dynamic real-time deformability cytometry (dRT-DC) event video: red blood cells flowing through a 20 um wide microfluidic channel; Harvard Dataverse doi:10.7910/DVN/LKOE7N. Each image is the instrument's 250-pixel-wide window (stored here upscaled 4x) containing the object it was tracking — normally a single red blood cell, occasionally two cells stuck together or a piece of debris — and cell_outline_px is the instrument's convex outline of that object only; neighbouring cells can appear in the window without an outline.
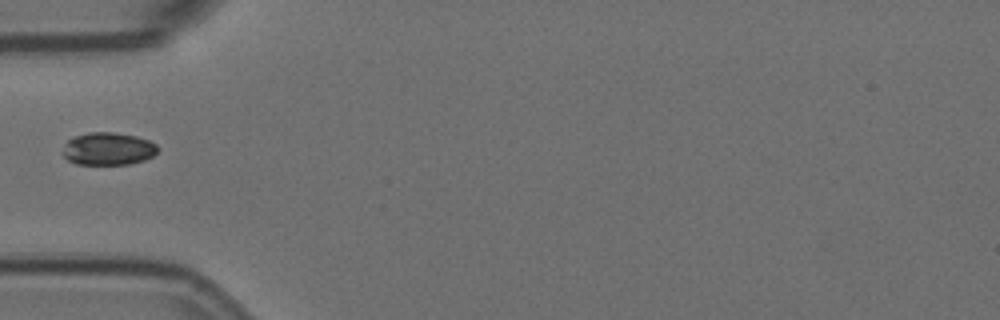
{"species": "Egyptian fruit bat (a non-hibernating species)", "species_latin": "Rousettus aegyptiacus", "temperature_condition": "room temperature", "stored_images_in_passage": 39, "camera_frame_rate_fps": 3000, "um_per_image_px": 0.085, "animal": {"sex": "female"}, "frame": {"image": 1, "passage_image": 1, "time_ms": 0.0, "image_size_px": [1000, 320], "cell_outline_px": [[160, 148], [152, 156], [144, 160], [128, 164], [76, 164], [68, 160], [60, 152], [68, 140], [76, 136], [88, 132], [112, 132], [136, 136], [148, 140], [156, 144]], "centroid_in_image_um": [9.18, 12.65], "position_along_channel_um": 75.8, "area_um2": 18.09}}
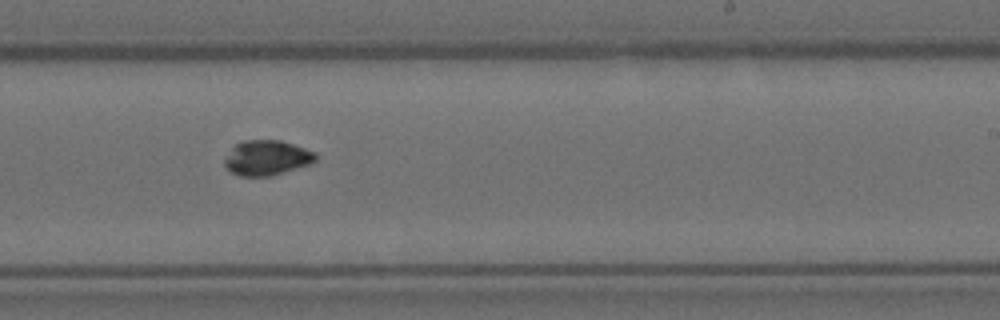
{"frame": {"image": 2, "passage_image": 17, "time_ms": 5.333, "image_size_px": [1000, 320], "cell_outline_px": [[316, 160], [308, 164], [268, 176], [240, 176], [232, 172], [224, 164], [224, 160], [232, 148], [236, 144], [244, 140], [280, 140], [304, 148], [312, 152], [316, 156]], "centroid_in_image_um": [22.64, 13.4], "position_along_channel_um": 266.4, "area_um2": 18.03}}
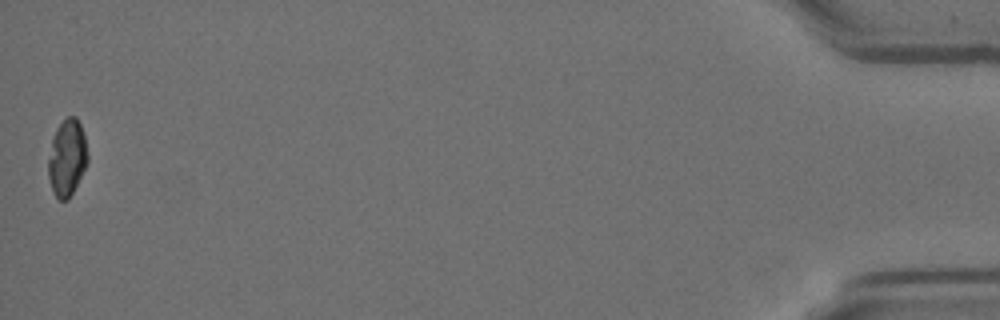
{"frame": {"image": 3, "passage_image": 39, "time_ms": 12.667, "image_size_px": [1000, 320], "cell_outline_px": [[88, 160], [68, 200], [60, 200], [52, 192], [48, 176], [48, 160], [52, 140], [56, 128], [68, 116], [76, 116], [80, 124], [84, 136], [88, 156]], "centroid_in_image_um": [5.68, 13.41], "position_along_channel_um": 429.5, "area_um2": 17.28}}